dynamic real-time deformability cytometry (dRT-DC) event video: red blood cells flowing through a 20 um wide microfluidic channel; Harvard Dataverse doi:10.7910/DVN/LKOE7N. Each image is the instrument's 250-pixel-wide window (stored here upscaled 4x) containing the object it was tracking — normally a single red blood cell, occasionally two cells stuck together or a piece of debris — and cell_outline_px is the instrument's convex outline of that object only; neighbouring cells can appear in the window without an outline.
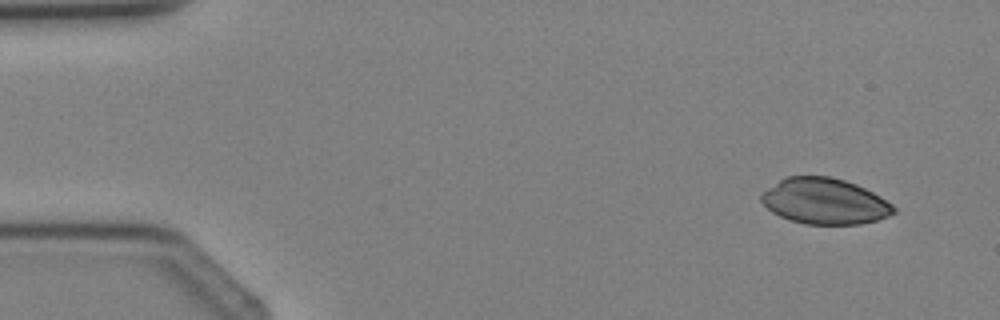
{"species": "Egyptian fruit bat (a non-hibernating species)", "species_latin": "Rousettus aegyptiacus", "temperature_condition": "cold", "stored_images_in_passage": 4, "camera_frame_rate_fps": 3000, "um_per_image_px": 0.085, "animal": {"sex": "female"}, "frame": {"image": 1, "passage_image": 1, "time_ms": 0.0, "image_size_px": [1000, 320], "cell_outline_px": [[896, 212], [888, 216], [876, 220], [860, 224], [804, 224], [788, 220], [772, 212], [760, 200], [760, 192], [784, 176], [832, 176], [856, 184], [880, 196], [892, 204], [896, 208]], "centroid_in_image_um": [70.06, 17.1], "position_along_channel_um": 14.9, "area_um2": 35.66}}